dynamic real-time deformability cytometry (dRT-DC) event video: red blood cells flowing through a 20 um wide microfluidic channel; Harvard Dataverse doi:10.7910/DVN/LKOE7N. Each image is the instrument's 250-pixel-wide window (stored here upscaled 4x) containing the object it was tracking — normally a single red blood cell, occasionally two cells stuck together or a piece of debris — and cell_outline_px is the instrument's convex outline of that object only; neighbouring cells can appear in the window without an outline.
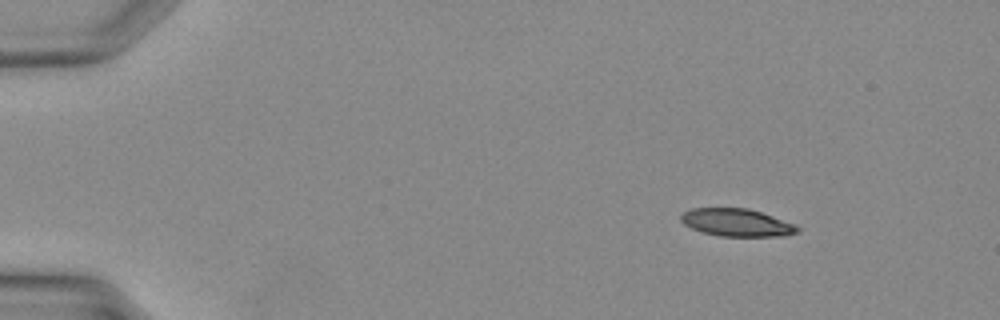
{"species": "Egyptian fruit bat (a non-hibernating species)", "species_latin": "Rousettus aegyptiacus", "temperature_condition": "warm", "stored_images_in_passage": 34, "camera_frame_rate_fps": 3000, "um_per_image_px": 0.085, "animal": {"sex": "female"}, "frame": {"image": 1, "passage_image": 2, "time_ms": 0.333, "image_size_px": [1000, 320], "cell_outline_px": [[800, 232], [784, 236], [720, 236], [704, 232], [692, 228], [684, 224], [680, 220], [680, 216], [684, 212], [692, 208], [748, 208], [796, 224], [800, 228]], "centroid_in_image_um": [62.65, 18.92], "position_along_channel_um": 22.3, "area_um2": 18.73}}
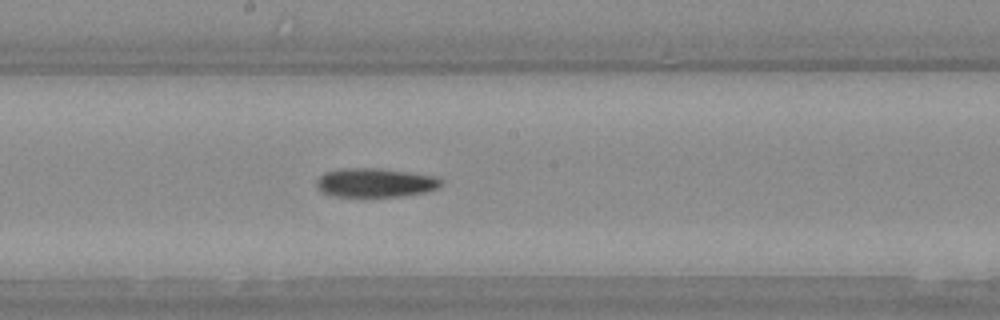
{"frame": {"image": 2, "passage_image": 18, "time_ms": 5.667, "image_size_px": [1000, 320], "cell_outline_px": [[444, 184], [440, 188], [424, 192], [400, 196], [332, 196], [324, 192], [316, 184], [316, 180], [324, 172], [344, 168], [376, 168], [440, 176], [444, 180]], "centroid_in_image_um": [31.98, 15.52], "position_along_channel_um": 216.2, "area_um2": 21.1}}
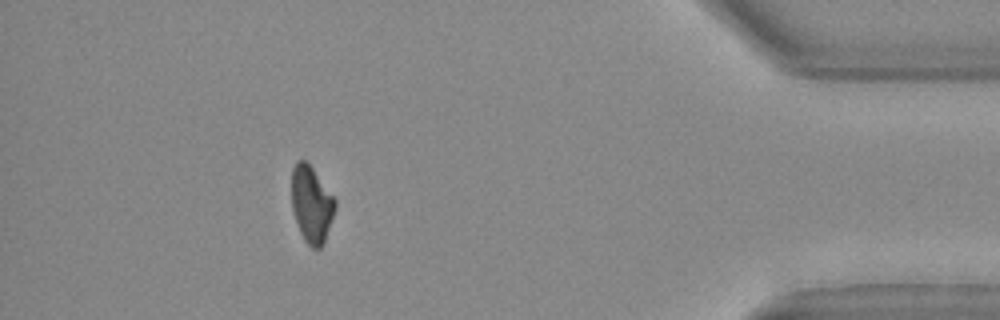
{"frame": {"image": 3, "passage_image": 31, "time_ms": 10.0, "image_size_px": [1000, 320], "cell_outline_px": [[336, 208], [324, 240], [320, 248], [312, 248], [304, 240], [300, 232], [292, 208], [292, 168], [296, 160], [304, 160], [312, 168], [336, 200]], "centroid_in_image_um": [26.47, 17.35], "position_along_channel_um": 408.7, "area_um2": 19.07}}